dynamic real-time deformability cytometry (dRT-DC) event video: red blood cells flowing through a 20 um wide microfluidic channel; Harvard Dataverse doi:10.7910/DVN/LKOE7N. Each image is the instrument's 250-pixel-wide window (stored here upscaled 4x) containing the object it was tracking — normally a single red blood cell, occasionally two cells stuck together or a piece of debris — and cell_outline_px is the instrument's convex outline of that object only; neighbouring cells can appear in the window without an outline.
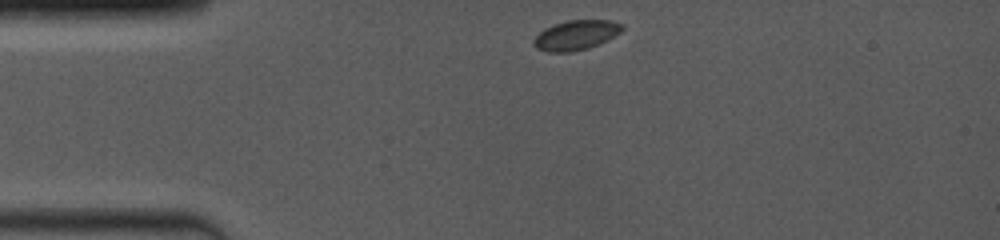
{"species": "common noctule bat (a hibernating species)", "species_latin": "Nyctalus noctula", "temperature_condition": "room temperature", "stored_images_in_passage": 63, "camera_frame_rate_fps": 4000, "um_per_image_px": 0.085, "animal": {"sex": "female", "body_mass_g": 19.0, "forearm_length_mm": 53.3}, "frame": {"image": 1, "passage_image": 1, "time_ms": 0.0, "image_size_px": [1000, 240], "cell_outline_px": [[624, 28], [620, 32], [608, 40], [588, 48], [572, 52], [548, 52], [536, 48], [532, 44], [532, 40], [544, 28], [568, 20], [612, 20], [624, 24]], "centroid_in_image_um": [48.96, 2.99], "position_along_channel_um": 36.0, "area_um2": 15.43}}
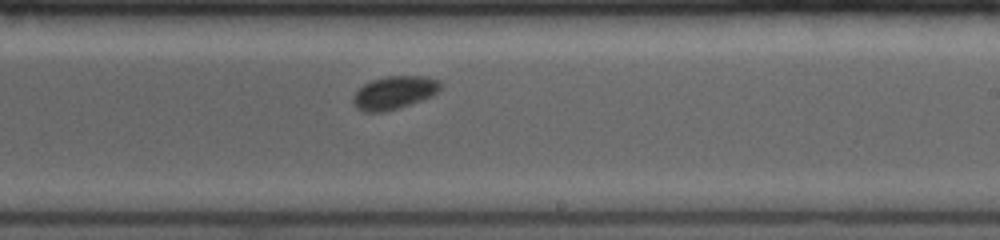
{"frame": {"image": 2, "passage_image": 35, "time_ms": 6.5, "image_size_px": [1000, 240], "cell_outline_px": [[440, 88], [432, 96], [384, 112], [364, 112], [356, 108], [352, 100], [352, 96], [364, 84], [372, 80], [384, 76], [424, 76], [440, 80]], "centroid_in_image_um": [33.47, 7.86], "position_along_channel_um": 255.5, "area_um2": 16.65}}
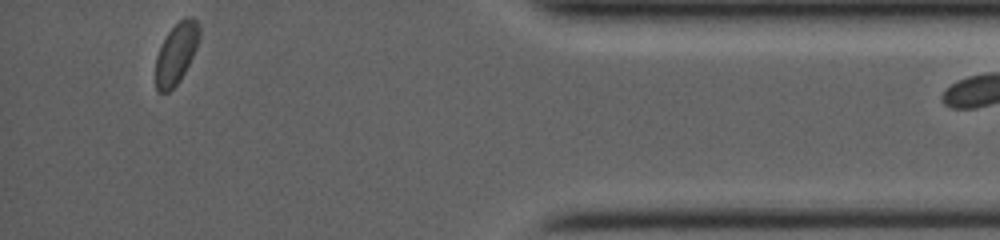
{"frame": {"image": 3, "passage_image": 61, "time_ms": 11.5, "image_size_px": [1000, 240], "cell_outline_px": [[200, 36], [196, 48], [180, 80], [168, 92], [156, 92], [156, 56], [168, 32], [184, 16], [192, 16], [200, 24]], "centroid_in_image_um": [14.99, 4.51], "position_along_channel_um": 420.2, "area_um2": 15.37}}